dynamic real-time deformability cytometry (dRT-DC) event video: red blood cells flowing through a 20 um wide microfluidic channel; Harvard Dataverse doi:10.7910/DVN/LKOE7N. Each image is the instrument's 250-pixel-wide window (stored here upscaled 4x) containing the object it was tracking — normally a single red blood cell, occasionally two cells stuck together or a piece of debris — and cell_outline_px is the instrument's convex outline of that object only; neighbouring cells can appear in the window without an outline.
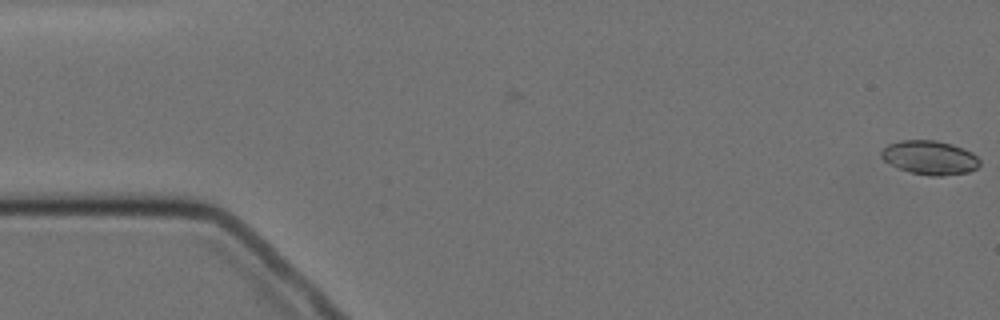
{"species": "Egyptian fruit bat (a non-hibernating species)", "species_latin": "Rousettus aegyptiacus", "temperature_condition": "cold", "stored_images_in_passage": 16, "camera_frame_rate_fps": 3000, "um_per_image_px": 0.085, "animal": {"sex": "female"}, "frame": {"image": 1, "passage_image": 1, "time_ms": 0.0, "image_size_px": [1000, 320], "cell_outline_px": [[980, 164], [976, 168], [968, 172], [944, 176], [932, 176], [912, 172], [900, 168], [884, 160], [880, 156], [880, 152], [888, 144], [900, 140], [936, 140], [952, 144], [964, 148], [972, 152], [980, 160]], "centroid_in_image_um": [79.05, 13.38], "position_along_channel_um": 5.9, "area_um2": 19.42}}
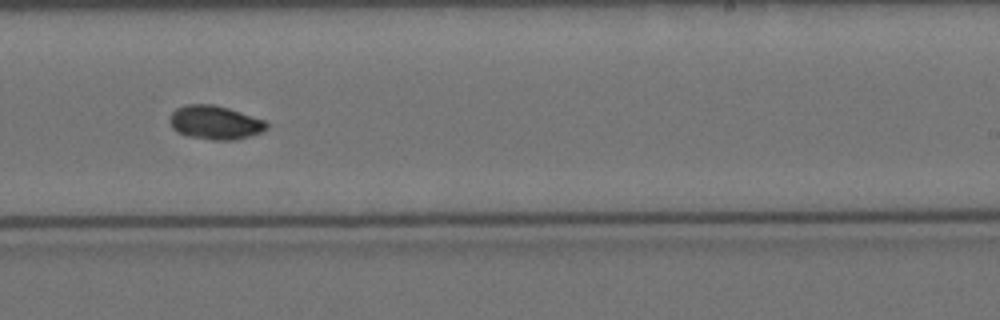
{"frame": {"image": 2, "passage_image": 10, "time_ms": 11.333, "image_size_px": [1000, 320], "cell_outline_px": [[268, 128], [260, 132], [236, 140], [212, 140], [188, 136], [176, 132], [172, 128], [168, 120], [172, 112], [176, 108], [188, 104], [212, 104], [228, 108], [264, 120], [268, 124]], "centroid_in_image_um": [18.24, 10.42], "position_along_channel_um": 270.8, "area_um2": 19.07}}
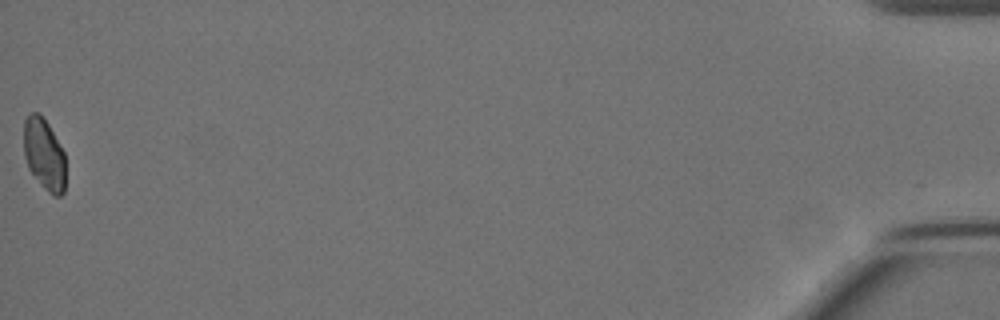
{"frame": {"image": 3, "passage_image": 16, "time_ms": 19.0, "image_size_px": [1000, 320], "cell_outline_px": [[64, 192], [60, 196], [52, 196], [40, 184], [28, 168], [24, 156], [24, 120], [32, 112], [40, 112], [48, 124], [64, 152]], "centroid_in_image_um": [3.73, 13.11], "position_along_channel_um": 431.5, "area_um2": 17.4}, "authors_computed_cell_mechanics": {"area_um2": 18.8139, "velocity_mm_per_s": 3.4826, "shape_relaxation_time_tau1_ms": 1.9722, "shape_relaxation_time_tau2_ms": null, "deformation_change_tau1": 0.0713, "deformation_change_tau2": null}}